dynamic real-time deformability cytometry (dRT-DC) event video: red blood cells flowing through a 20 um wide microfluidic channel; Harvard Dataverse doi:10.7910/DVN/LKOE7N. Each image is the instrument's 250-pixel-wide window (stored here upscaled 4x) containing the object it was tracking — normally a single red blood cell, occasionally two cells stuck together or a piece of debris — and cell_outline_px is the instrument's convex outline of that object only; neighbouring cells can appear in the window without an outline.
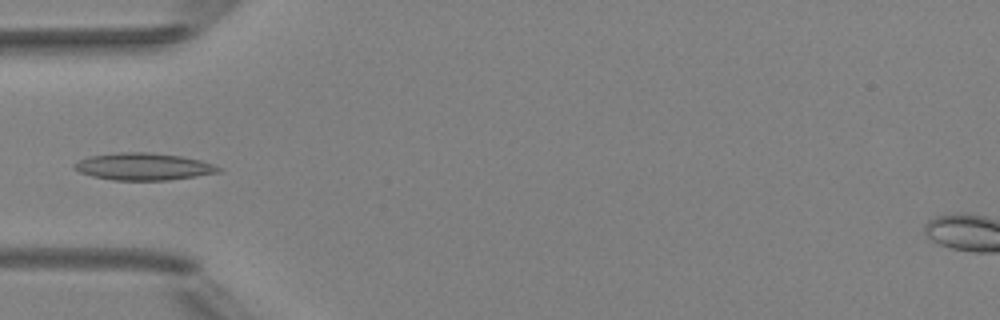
{"species": "Egyptian fruit bat (a non-hibernating species)", "species_latin": "Rousettus aegyptiacus", "temperature_condition": "room temperature", "stored_images_in_passage": 6, "camera_frame_rate_fps": 3000, "um_per_image_px": 0.085, "animal": {"sex": "female"}, "frame": {"image": 1, "passage_image": 5, "time_ms": 4.667, "image_size_px": [1000, 320], "cell_outline_px": [[220, 172], [196, 176], [168, 180], [112, 180], [92, 176], [80, 172], [72, 168], [72, 164], [88, 156], [120, 152], [152, 152], [184, 156], [200, 160], [212, 164], [220, 168]], "centroid_in_image_um": [12.16, 14.15], "position_along_channel_um": 72.8, "area_um2": 22.89}}
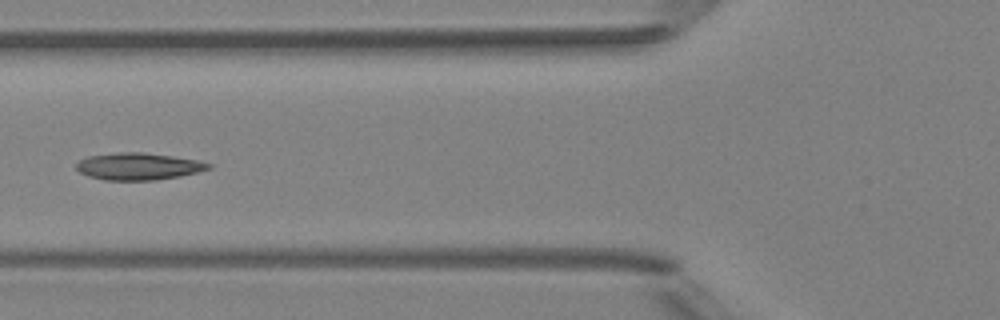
{"frame": {"image": 2, "passage_image": 6, "time_ms": 5.667, "image_size_px": [1000, 320], "cell_outline_px": [[212, 168], [180, 176], [156, 180], [104, 180], [88, 176], [80, 172], [76, 168], [76, 164], [80, 160], [88, 156], [120, 152], [144, 152], [172, 156], [196, 160], [212, 164]], "centroid_in_image_um": [11.75, 14.14], "position_along_channel_um": 114.0, "area_um2": 20.75}}